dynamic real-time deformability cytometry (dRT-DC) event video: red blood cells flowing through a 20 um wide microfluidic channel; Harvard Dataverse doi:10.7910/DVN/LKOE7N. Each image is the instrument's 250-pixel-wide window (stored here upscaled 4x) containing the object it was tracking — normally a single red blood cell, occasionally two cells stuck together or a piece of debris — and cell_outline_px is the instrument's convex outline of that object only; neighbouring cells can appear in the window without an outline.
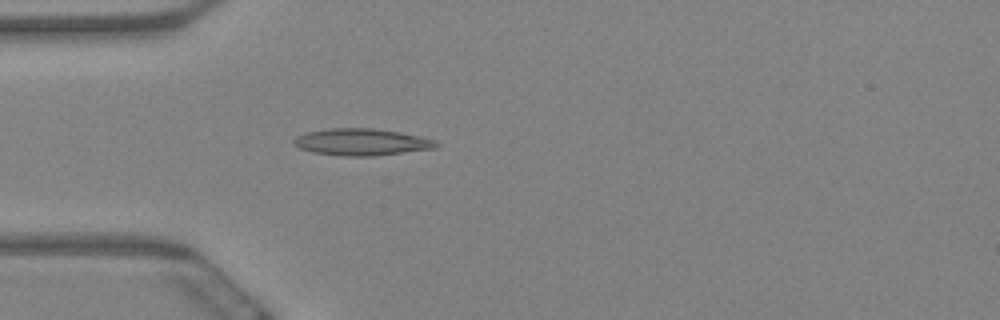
{"species": "Egyptian fruit bat (a non-hibernating species)", "species_latin": "Rousettus aegyptiacus", "temperature_condition": "warm", "stored_images_in_passage": 5, "camera_frame_rate_fps": 3000, "um_per_image_px": 0.085, "animal": {"sex": "female"}, "frame": {"image": 1, "passage_image": 5, "time_ms": 1.333, "image_size_px": [1000, 320], "cell_outline_px": [[440, 144], [436, 148], [372, 156], [344, 156], [312, 152], [300, 148], [292, 144], [292, 140], [296, 136], [304, 132], [328, 128], [372, 128], [400, 132], [420, 136], [436, 140]], "centroid_in_image_um": [30.71, 12.06], "position_along_channel_um": 54.3, "area_um2": 22.43}}